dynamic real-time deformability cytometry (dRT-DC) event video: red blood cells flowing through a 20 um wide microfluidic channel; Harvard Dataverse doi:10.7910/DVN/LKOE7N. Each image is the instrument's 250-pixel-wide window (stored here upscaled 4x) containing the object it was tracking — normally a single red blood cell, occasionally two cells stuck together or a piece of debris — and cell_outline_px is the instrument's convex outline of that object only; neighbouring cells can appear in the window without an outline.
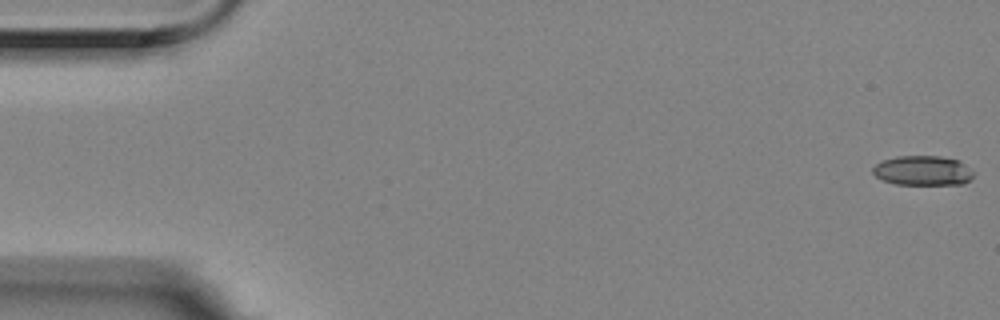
{"species": "Egyptian fruit bat (a non-hibernating species)", "species_latin": "Rousettus aegyptiacus", "temperature_condition": "room temperature", "stored_images_in_passage": 5, "camera_frame_rate_fps": 3000, "um_per_image_px": 0.085, "animal": {"sex": "female"}, "frame": {"image": 1, "passage_image": 1, "time_ms": 0.0, "image_size_px": [1000, 320], "cell_outline_px": [[972, 176], [964, 184], [896, 184], [884, 180], [876, 176], [872, 172], [872, 168], [880, 160], [896, 156], [940, 156], [960, 160], [972, 172]], "centroid_in_image_um": [78.4, 14.49], "position_along_channel_um": 6.6, "area_um2": 17.34}}
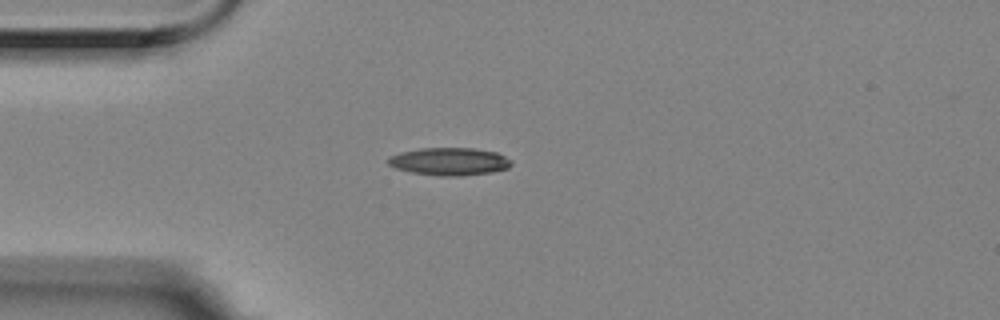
{"frame": {"image": 2, "passage_image": 5, "time_ms": 1.333, "image_size_px": [1000, 320], "cell_outline_px": [[512, 164], [508, 168], [492, 172], [460, 176], [440, 176], [412, 172], [396, 168], [388, 164], [388, 156], [400, 152], [420, 148], [472, 148], [496, 152], [512, 160]], "centroid_in_image_um": [38.2, 13.72], "position_along_channel_um": 46.8, "area_um2": 19.88}}